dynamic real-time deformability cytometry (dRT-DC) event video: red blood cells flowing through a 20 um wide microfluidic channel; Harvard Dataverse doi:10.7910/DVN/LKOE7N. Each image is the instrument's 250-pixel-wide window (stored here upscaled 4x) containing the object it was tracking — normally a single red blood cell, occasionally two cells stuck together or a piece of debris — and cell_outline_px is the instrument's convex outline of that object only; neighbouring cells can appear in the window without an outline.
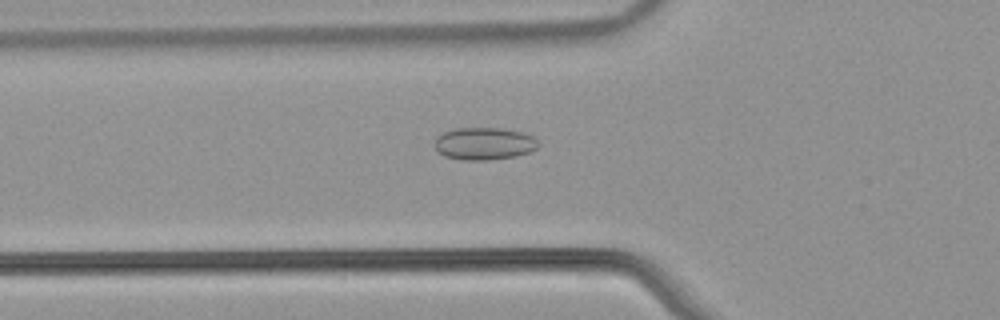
{"species": "common noctule bat (a hibernating species)", "species_latin": "Nyctalus noctula", "temperature_condition": "warm", "stored_images_in_passage": 44, "camera_frame_rate_fps": 3000, "um_per_image_px": 0.085, "animal": {"sex": "male", "body_mass_g": 21.5, "forearm_length_mm": 52.0}, "frame": {"image": 1, "passage_image": 10, "time_ms": 3.0, "image_size_px": [1000, 320], "cell_outline_px": [[540, 144], [532, 152], [516, 156], [488, 160], [464, 160], [444, 156], [436, 148], [436, 136], [444, 132], [456, 128], [500, 128], [524, 132], [532, 136]], "centroid_in_image_um": [41.19, 12.21], "position_along_channel_um": 84.6, "area_um2": 19.59}}
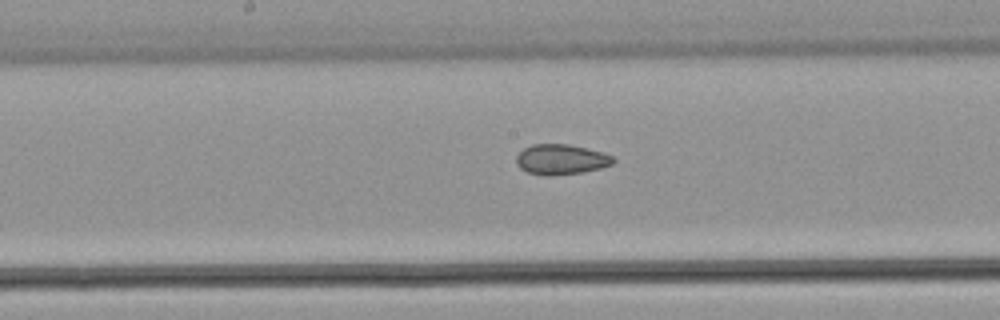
{"frame": {"image": 2, "passage_image": 19, "time_ms": 6.0, "image_size_px": [1000, 320], "cell_outline_px": [[616, 160], [612, 164], [600, 168], [584, 172], [548, 176], [544, 176], [528, 172], [520, 168], [516, 164], [516, 156], [524, 148], [532, 144], [568, 144], [604, 152], [612, 156]], "centroid_in_image_um": [47.69, 13.55], "position_along_channel_um": 200.5, "area_um2": 17.17}}
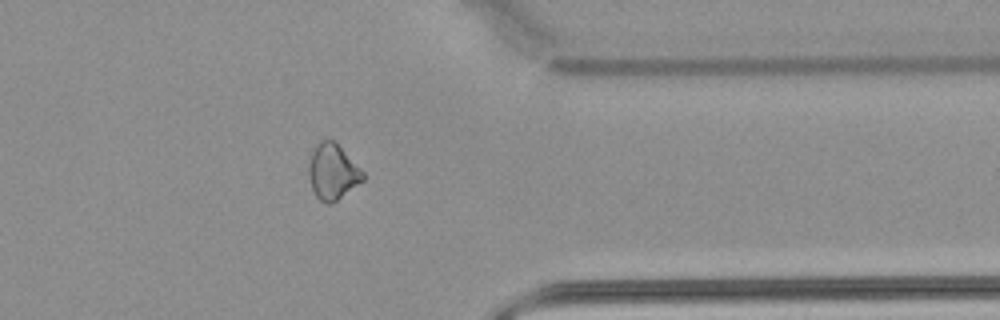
{"frame": {"image": 3, "passage_image": 34, "time_ms": 11.0, "image_size_px": [1000, 320], "cell_outline_px": [[364, 180], [332, 204], [324, 204], [316, 196], [312, 188], [308, 176], [308, 164], [312, 152], [316, 144], [324, 136], [336, 140], [364, 172]], "centroid_in_image_um": [28.27, 14.55], "position_along_channel_um": 383.1, "area_um2": 18.09}, "authors_computed_cell_mechanics": {"area_um2": 18.1203, "velocity_mm_per_s": 3.8441, "shape_relaxation_time_tau1_ms": null, "shape_relaxation_time_tau2_ms": 4.0125, "deformation_change_tau1": null, "deformation_change_tau2": 0.1024}}